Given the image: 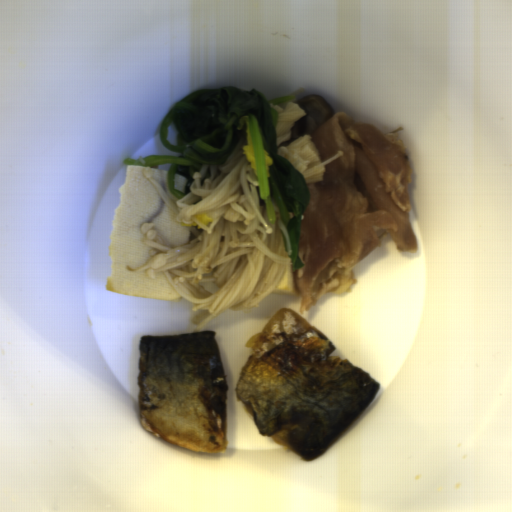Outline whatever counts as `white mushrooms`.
Wrapping results in <instances>:
<instances>
[{
  "label": "white mushrooms",
  "mask_w": 512,
  "mask_h": 512,
  "mask_svg": "<svg viewBox=\"0 0 512 512\" xmlns=\"http://www.w3.org/2000/svg\"><path fill=\"white\" fill-rule=\"evenodd\" d=\"M190 168L191 166L180 164H176L174 167L176 175L184 176L186 178L185 189L183 191L185 195L190 192V187L194 182V179L190 175Z\"/></svg>",
  "instance_id": "51bd03cf"
},
{
  "label": "white mushrooms",
  "mask_w": 512,
  "mask_h": 512,
  "mask_svg": "<svg viewBox=\"0 0 512 512\" xmlns=\"http://www.w3.org/2000/svg\"><path fill=\"white\" fill-rule=\"evenodd\" d=\"M295 103L305 115L294 122L288 140L278 145L277 150L289 146L303 135H312L323 123L335 115L331 103L318 94L307 95Z\"/></svg>",
  "instance_id": "1e6be865"
}]
</instances>
